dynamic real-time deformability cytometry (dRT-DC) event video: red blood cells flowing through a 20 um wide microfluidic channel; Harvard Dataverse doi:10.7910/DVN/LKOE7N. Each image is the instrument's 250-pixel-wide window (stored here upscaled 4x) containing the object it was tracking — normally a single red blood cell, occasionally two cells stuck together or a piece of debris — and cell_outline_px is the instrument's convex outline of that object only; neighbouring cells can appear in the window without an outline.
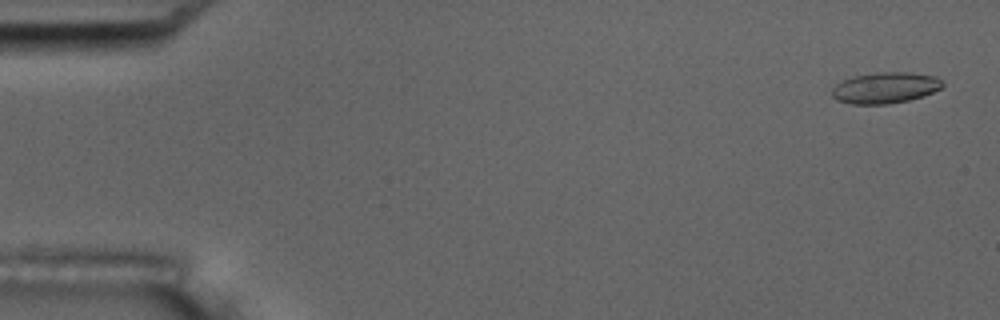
{"species": "common noctule bat (a hibernating species)", "species_latin": "Nyctalus noctula", "temperature_condition": "room temperature", "stored_images_in_passage": 5, "camera_frame_rate_fps": 3000, "um_per_image_px": 0.085, "animal": {"sex": "male", "body_mass_g": 17.5, "forearm_length_mm": 52.3}, "frame": {"image": 1, "passage_image": 1, "time_ms": 0.0, "image_size_px": [1000, 320], "cell_outline_px": [[944, 84], [940, 88], [924, 96], [908, 100], [888, 104], [852, 104], [836, 100], [832, 96], [832, 88], [836, 84], [852, 76], [876, 72], [912, 72], [936, 76], [944, 80]], "centroid_in_image_um": [75.26, 7.45], "position_along_channel_um": 9.7, "area_um2": 20.23}}